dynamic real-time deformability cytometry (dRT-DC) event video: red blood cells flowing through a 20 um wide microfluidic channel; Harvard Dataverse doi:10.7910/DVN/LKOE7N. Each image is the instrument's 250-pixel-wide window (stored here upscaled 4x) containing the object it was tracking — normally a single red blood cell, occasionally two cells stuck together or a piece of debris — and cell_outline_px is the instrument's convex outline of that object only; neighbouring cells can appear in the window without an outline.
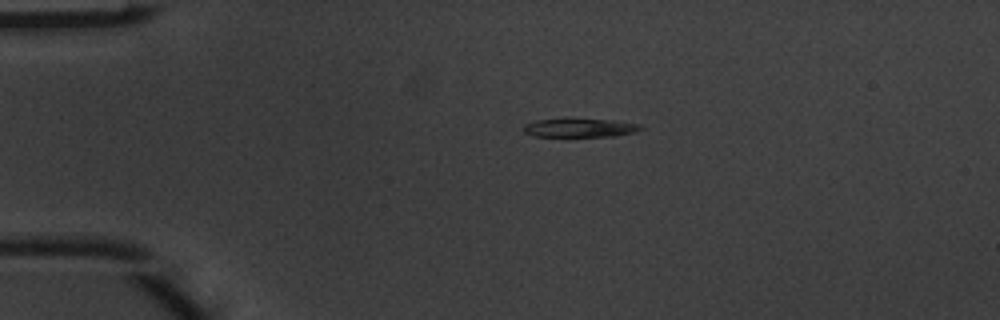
{"species": "common noctule bat (a hibernating species)", "species_latin": "Nyctalus noctula", "temperature_condition": "warm", "stored_images_in_passage": 4, "camera_frame_rate_fps": 3000, "um_per_image_px": 0.085, "animal": {"sex": "male", "body_mass_g": 20.1, "forearm_length_mm": 53.5}, "frame": {"image": 1, "passage_image": 3, "time_ms": 0.667, "image_size_px": [1000, 320], "cell_outline_px": [[644, 128], [636, 132], [616, 136], [532, 136], [524, 132], [520, 128], [524, 124], [536, 120], [568, 116], [612, 120], [640, 124]], "centroid_in_image_um": [49.23, 10.82], "position_along_channel_um": 35.8, "area_um2": 13.58}}